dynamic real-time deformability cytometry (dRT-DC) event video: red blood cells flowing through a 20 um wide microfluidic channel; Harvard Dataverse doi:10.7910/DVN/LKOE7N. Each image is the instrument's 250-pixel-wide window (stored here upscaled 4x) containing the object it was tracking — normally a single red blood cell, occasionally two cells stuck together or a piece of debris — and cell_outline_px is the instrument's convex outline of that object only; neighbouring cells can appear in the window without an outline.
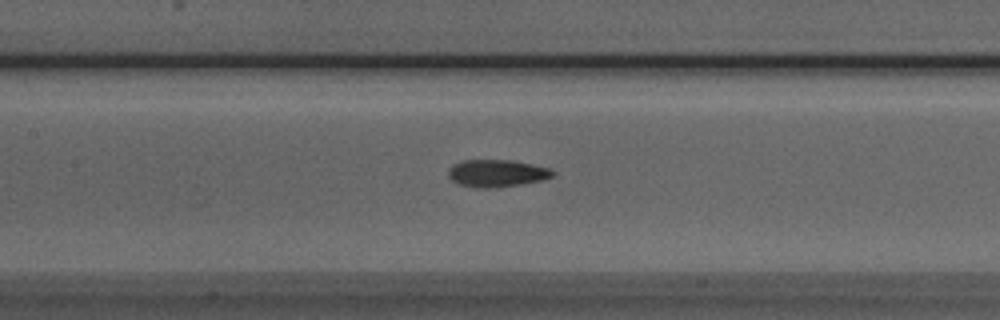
{"species": "Egyptian fruit bat (a non-hibernating species)", "species_latin": "Rousettus aegyptiacus", "temperature_condition": "room temperature", "stored_images_in_passage": 41, "camera_frame_rate_fps": 3000, "um_per_image_px": 0.085, "animal": {"sex": "male"}, "frame": {"image": 1, "passage_image": 13, "time_ms": 4.0, "image_size_px": [1000, 320], "cell_outline_px": [[556, 172], [552, 176], [540, 180], [520, 184], [496, 188], [476, 188], [460, 184], [452, 180], [448, 176], [448, 168], [452, 164], [460, 160], [512, 160], [532, 164], [548, 168]], "centroid_in_image_um": [42.18, 14.72], "position_along_channel_um": 165.2, "area_um2": 16.65}}
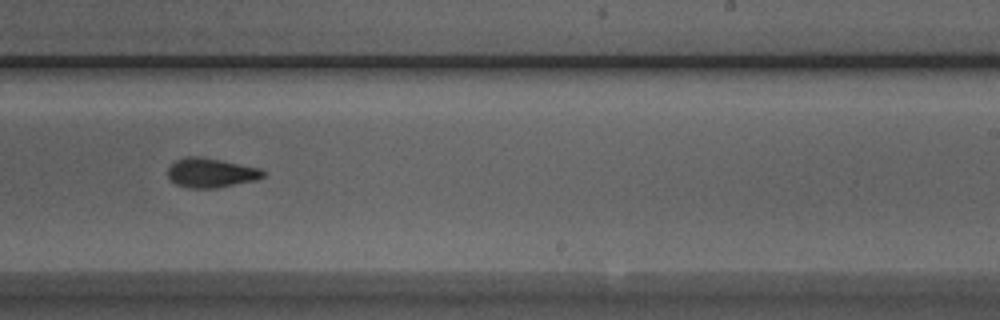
{"frame": {"image": 2, "passage_image": 21, "time_ms": 6.667, "image_size_px": [1000, 320], "cell_outline_px": [[268, 172], [264, 176], [256, 180], [216, 188], [188, 188], [176, 184], [168, 176], [168, 168], [176, 160], [184, 156], [200, 156], [260, 168]], "centroid_in_image_um": [17.94, 14.68], "position_along_channel_um": 271.1, "area_um2": 16.36}}
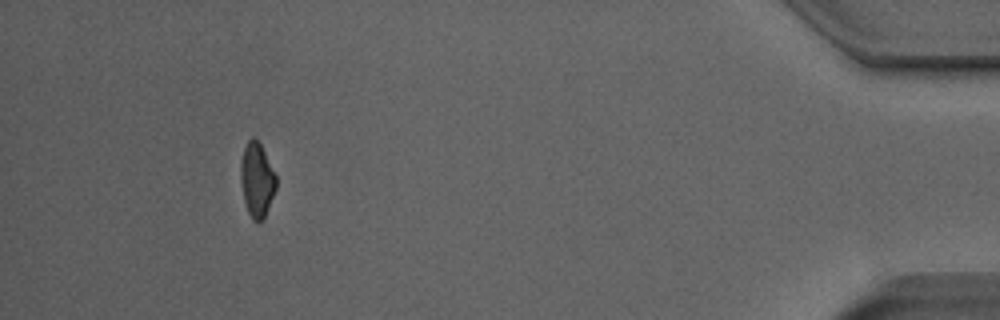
{"frame": {"image": 3, "passage_image": 37, "time_ms": 12.0, "image_size_px": [1000, 320], "cell_outline_px": [[276, 188], [264, 220], [260, 224], [252, 220], [248, 212], [244, 200], [240, 180], [240, 160], [244, 148], [248, 140], [252, 136], [256, 136], [276, 176]], "centroid_in_image_um": [21.82, 15.31], "position_along_channel_um": 413.4, "area_um2": 15.55}, "authors_computed_cell_mechanics": {"area_um2": 16.473, "velocity_mm_per_s": 3.9921, "shape_relaxation_time_tau1_ms": 5.4231, "shape_relaxation_time_tau2_ms": 2.7423, "deformation_change_tau1": 0.1603, "deformation_change_tau2": 0.0916}}